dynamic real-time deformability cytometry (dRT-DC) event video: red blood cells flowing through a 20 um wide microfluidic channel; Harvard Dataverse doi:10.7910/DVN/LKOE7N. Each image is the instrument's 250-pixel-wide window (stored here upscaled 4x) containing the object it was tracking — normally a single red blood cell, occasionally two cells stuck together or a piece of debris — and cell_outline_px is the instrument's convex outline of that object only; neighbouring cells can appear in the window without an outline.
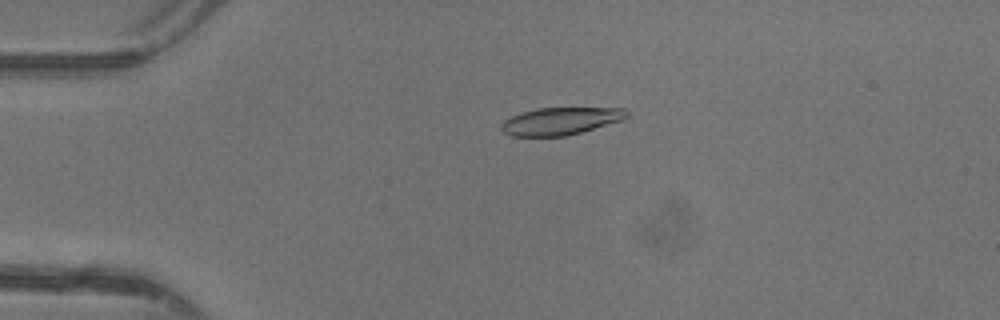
{"species": "common noctule bat (a hibernating species)", "species_latin": "Nyctalus noctula", "temperature_condition": "warm", "stored_images_in_passage": 47, "camera_frame_rate_fps": 3000, "um_per_image_px": 0.085, "animal": {"sex": "female"}, "frame": {"image": 1, "passage_image": 11, "time_ms": 3.333, "image_size_px": [1000, 320], "cell_outline_px": [[628, 116], [620, 120], [580, 132], [564, 136], [512, 136], [504, 132], [500, 128], [500, 124], [504, 120], [520, 112], [536, 108], [624, 108], [628, 112]], "centroid_in_image_um": [47.58, 10.28], "position_along_channel_um": 37.4, "area_um2": 19.83}}
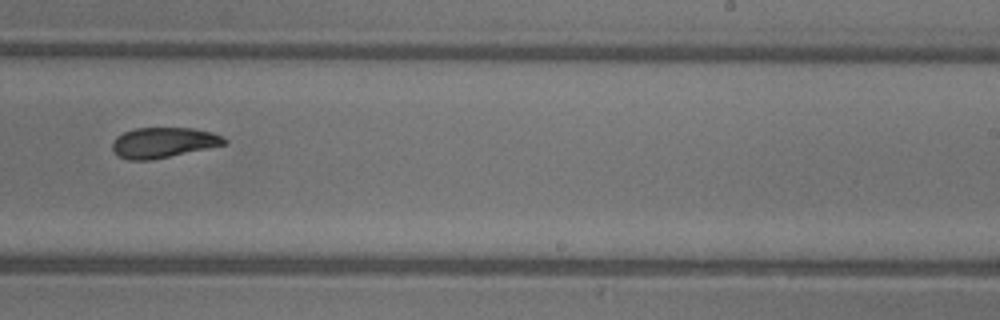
{"frame": {"image": 2, "passage_image": 30, "time_ms": 9.667, "image_size_px": [1000, 320], "cell_outline_px": [[228, 144], [152, 160], [128, 160], [112, 152], [112, 144], [116, 136], [124, 132], [136, 128], [192, 128], [212, 132], [224, 136], [228, 140]], "centroid_in_image_um": [13.91, 12.12], "position_along_channel_um": 275.1, "area_um2": 20.0}}
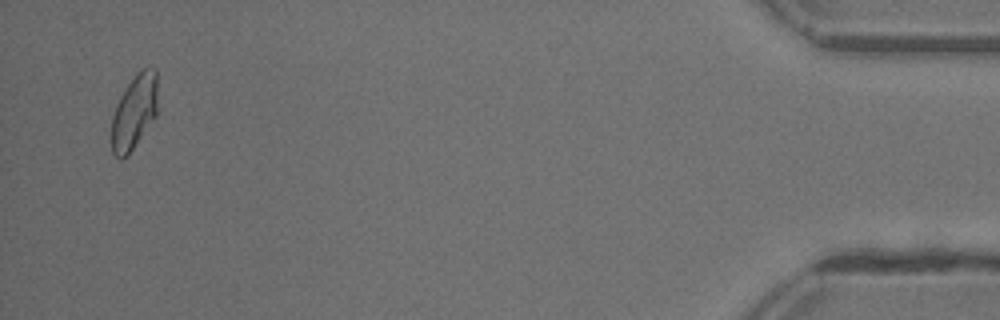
{"frame": {"image": 3, "passage_image": 46, "time_ms": 15.0, "image_size_px": [1000, 320], "cell_outline_px": [[156, 116], [128, 156], [120, 160], [112, 152], [112, 116], [116, 104], [120, 96], [136, 72], [140, 68], [148, 64], [152, 64], [156, 68]], "centroid_in_image_um": [11.41, 9.47], "position_along_channel_um": 423.8, "area_um2": 20.29}, "authors_computed_cell_mechanics": {"area_um2": 20.6924, "velocity_mm_per_s": 4.387, "shape_relaxation_time_tau1_ms": 3.8667, "shape_relaxation_time_tau2_ms": 6.4726, "deformation_change_tau1": 0.1347, "deformation_change_tau2": 0.1365}}